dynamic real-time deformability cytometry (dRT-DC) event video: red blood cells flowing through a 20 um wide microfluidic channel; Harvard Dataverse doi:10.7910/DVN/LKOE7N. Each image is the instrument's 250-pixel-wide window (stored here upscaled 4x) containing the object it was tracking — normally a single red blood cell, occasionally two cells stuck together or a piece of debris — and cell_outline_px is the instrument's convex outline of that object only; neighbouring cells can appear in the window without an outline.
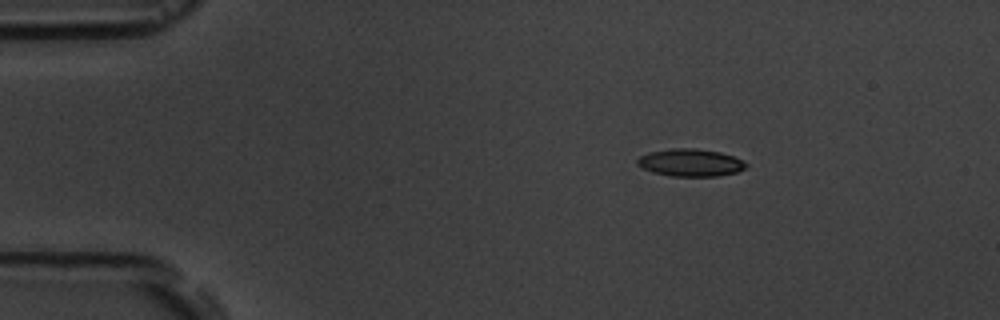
{"species": "common noctule bat (a hibernating species)", "species_latin": "Nyctalus noctula", "temperature_condition": "room temperature", "stored_images_in_passage": 2, "camera_frame_rate_fps": 3000, "um_per_image_px": 0.085, "animal": {"sex": "male", "body_mass_g": 19.5, "forearm_length_mm": 54.6}, "frame": {"image": 1, "passage_image": 1, "time_ms": 0.0, "image_size_px": [1000, 320], "cell_outline_px": [[748, 168], [736, 172], [716, 176], [672, 176], [652, 172], [636, 164], [636, 160], [640, 156], [648, 152], [672, 148], [696, 148], [720, 152], [732, 156], [748, 164]], "centroid_in_image_um": [58.67, 13.82], "position_along_channel_um": 26.3, "area_um2": 17.4}}